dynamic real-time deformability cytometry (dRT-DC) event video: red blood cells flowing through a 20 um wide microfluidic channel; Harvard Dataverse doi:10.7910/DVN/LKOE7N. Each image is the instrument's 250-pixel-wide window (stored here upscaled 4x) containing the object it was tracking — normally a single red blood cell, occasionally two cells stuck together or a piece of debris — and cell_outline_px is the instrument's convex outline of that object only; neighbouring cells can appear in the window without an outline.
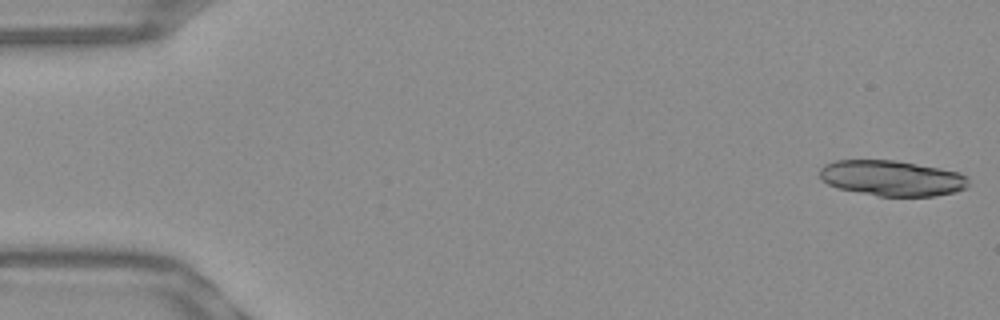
{"species": "Egyptian fruit bat (a non-hibernating species)", "species_latin": "Rousettus aegyptiacus", "temperature_condition": "warm", "stored_images_in_passage": 10, "camera_frame_rate_fps": 3000, "um_per_image_px": 0.085, "frame": {"image": 1, "passage_image": 1, "time_ms": 0.0, "image_size_px": [1000, 320], "cell_outline_px": [[968, 188], [956, 192], [936, 196], [876, 196], [836, 188], [820, 180], [820, 168], [824, 164], [836, 160], [892, 160], [940, 168], [960, 172], [968, 176]], "centroid_in_image_um": [75.82, 15.15], "position_along_channel_um": 9.2, "area_um2": 31.15}}